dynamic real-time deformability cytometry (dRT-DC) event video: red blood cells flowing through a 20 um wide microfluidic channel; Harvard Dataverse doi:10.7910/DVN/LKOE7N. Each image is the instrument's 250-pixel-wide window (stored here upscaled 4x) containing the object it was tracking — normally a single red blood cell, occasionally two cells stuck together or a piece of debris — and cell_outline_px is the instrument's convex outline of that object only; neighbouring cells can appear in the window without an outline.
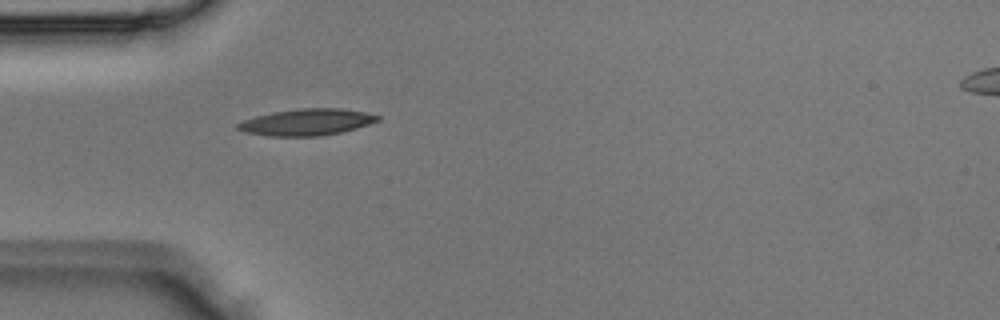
{"species": "Egyptian fruit bat (a non-hibernating species)", "species_latin": "Rousettus aegyptiacus", "temperature_condition": "room temperature", "stored_images_in_passage": 2, "camera_frame_rate_fps": 3000, "um_per_image_px": 0.085, "animal": {"sex": "male"}, "frame": {"image": 1, "passage_image": 1, "time_ms": 0.0, "image_size_px": [1000, 320], "cell_outline_px": [[380, 120], [356, 128], [340, 132], [320, 136], [268, 136], [244, 132], [236, 128], [236, 124], [244, 120], [256, 116], [272, 112], [300, 108], [340, 108], [364, 112], [380, 116]], "centroid_in_image_um": [26.05, 10.38], "position_along_channel_um": 59.0, "area_um2": 21.56}}